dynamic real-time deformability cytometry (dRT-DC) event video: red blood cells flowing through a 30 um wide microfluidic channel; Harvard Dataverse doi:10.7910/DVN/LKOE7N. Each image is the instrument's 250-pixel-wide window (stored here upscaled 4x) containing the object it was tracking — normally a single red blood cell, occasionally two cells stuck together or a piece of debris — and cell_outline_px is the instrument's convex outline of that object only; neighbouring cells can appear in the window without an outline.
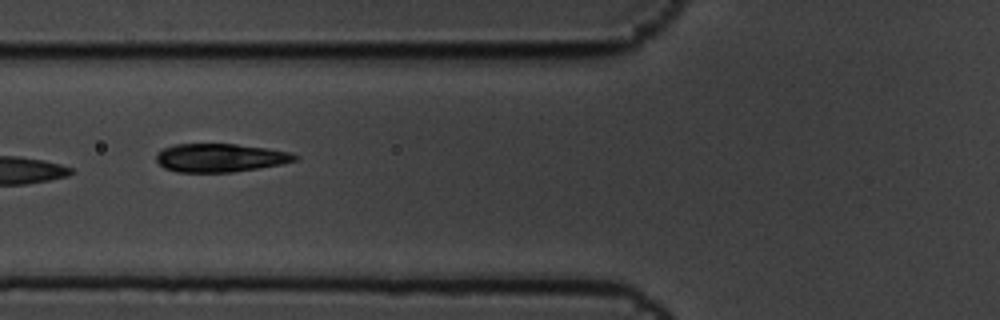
{"species": "common noctule bat (a hibernating species)", "species_latin": "Nyctalus noctula", "temperature_condition": "cold", "stored_images_in_passage": 9, "camera_frame_rate_fps": 3000, "um_per_image_px": 0.085, "animal": {"sex": "male", "body_mass_g": 19.5, "forearm_length_mm": 54.6}, "frame": {"image": 1, "passage_image": 4, "time_ms": 1.0, "image_size_px": [1000, 320], "cell_outline_px": [[300, 156], [296, 160], [280, 164], [232, 172], [176, 172], [164, 168], [156, 160], [156, 152], [172, 144], [236, 144], [268, 148], [292, 152]], "centroid_in_image_um": [18.7, 13.4], "position_along_channel_um": 107.1, "area_um2": 23.0}}
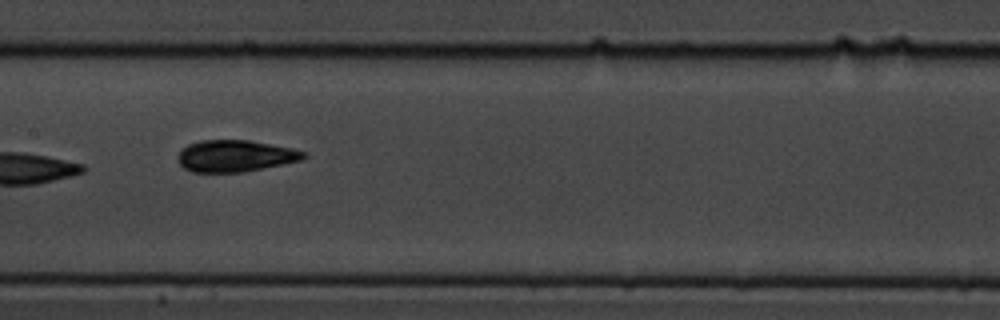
{"frame": {"image": 2, "passage_image": 6, "time_ms": 1.667, "image_size_px": [1000, 320], "cell_outline_px": [[308, 156], [300, 160], [244, 172], [192, 172], [184, 168], [180, 164], [176, 156], [188, 144], [200, 140], [248, 140], [292, 148], [308, 152]], "centroid_in_image_um": [19.99, 13.25], "position_along_channel_um": 187.4, "area_um2": 23.18}}
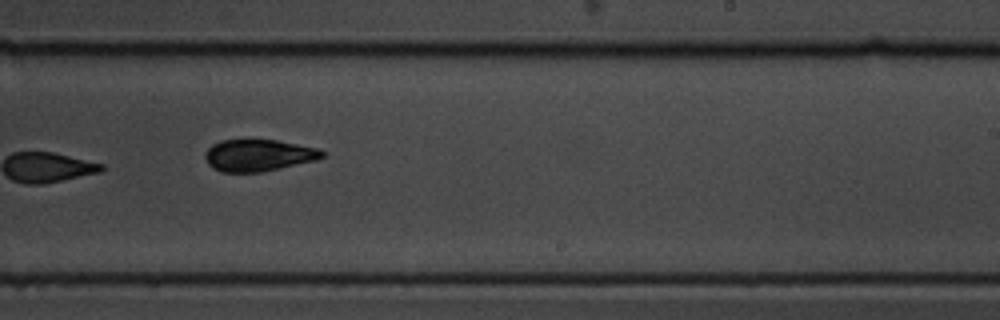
{"frame": {"image": 3, "passage_image": 8, "time_ms": 2.333, "image_size_px": [1000, 320], "cell_outline_px": [[328, 152], [324, 156], [316, 160], [280, 168], [260, 172], [224, 172], [212, 168], [208, 164], [204, 156], [208, 148], [212, 144], [220, 140], [248, 136], [276, 140], [320, 148]], "centroid_in_image_um": [21.96, 13.14], "position_along_channel_um": 267.0, "area_um2": 22.6}}